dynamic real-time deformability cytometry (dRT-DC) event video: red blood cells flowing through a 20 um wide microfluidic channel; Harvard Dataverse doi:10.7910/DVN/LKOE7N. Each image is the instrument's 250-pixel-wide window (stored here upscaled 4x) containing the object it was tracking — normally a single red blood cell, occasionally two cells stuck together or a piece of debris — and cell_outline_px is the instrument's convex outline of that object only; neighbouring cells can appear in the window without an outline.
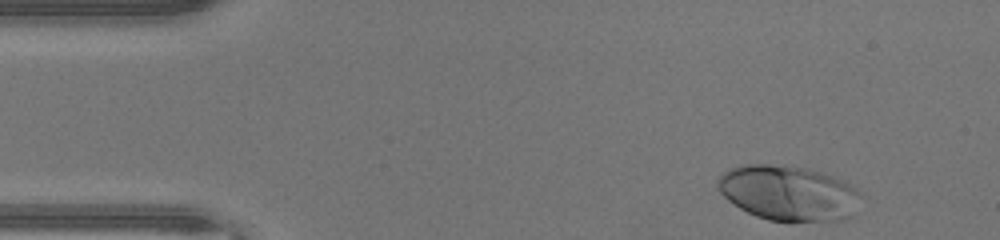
{"species": "human", "species_latin": "Homo sapiens", "temperature_condition": "warm", "stored_images_in_passage": 42, "camera_frame_rate_fps": 3000, "um_per_image_px": 0.085, "donor": {"sex": "male"}, "frame": {"image": 1, "passage_image": 1, "time_ms": 0.0, "image_size_px": [1000, 240], "cell_outline_px": [[860, 192], [852, 216], [844, 220], [768, 220], [756, 216], [740, 208], [728, 200], [716, 188], [716, 180], [724, 172], [732, 168], [744, 164], [768, 164], [808, 168], [844, 180], [852, 184]], "centroid_in_image_um": [66.99, 16.39], "position_along_channel_um": 18.0, "area_um2": 45.66}}
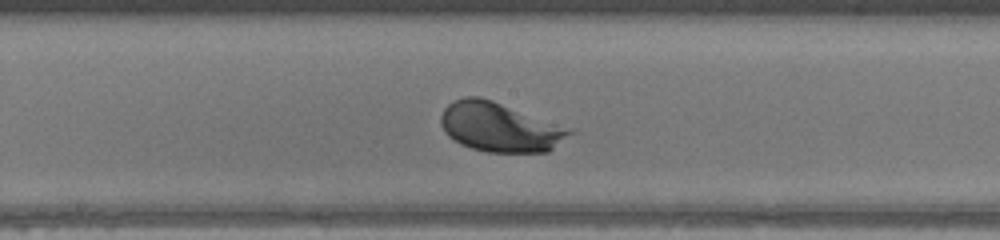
{"frame": {"image": 2, "passage_image": 20, "time_ms": 6.333, "image_size_px": [1000, 240], "cell_outline_px": [[576, 132], [548, 152], [488, 152], [472, 148], [460, 144], [448, 136], [444, 132], [440, 124], [440, 116], [444, 108], [452, 100], [464, 96], [480, 96], [576, 128]], "centroid_in_image_um": [42.54, 10.79], "position_along_channel_um": 205.7, "area_um2": 37.8}}
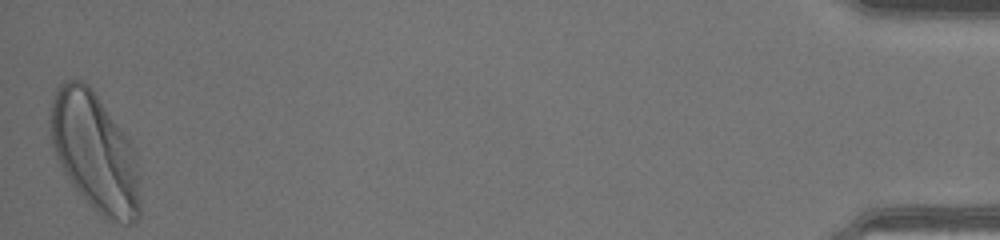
{"frame": {"image": 3, "passage_image": 42, "time_ms": 13.667, "image_size_px": [1000, 240], "cell_outline_px": [[140, 220], [132, 224], [112, 224], [92, 208], [72, 184], [60, 164], [56, 156], [52, 144], [48, 124], [48, 120], [52, 100], [56, 88], [64, 80], [84, 80], [92, 88], [128, 140], [132, 148], [136, 164], [140, 200]], "centroid_in_image_um": [8.03, 12.97], "position_along_channel_um": 427.2, "area_um2": 61.9}, "authors_computed_cell_mechanics": {"area_um2": 39.7375, "velocity_mm_per_s": 4.4353, "shape_relaxation_time_tau1_ms": 1.0288, "shape_relaxation_time_tau2_ms": null, "deformation_change_tau1": 0.1435, "deformation_change_tau2": null}}